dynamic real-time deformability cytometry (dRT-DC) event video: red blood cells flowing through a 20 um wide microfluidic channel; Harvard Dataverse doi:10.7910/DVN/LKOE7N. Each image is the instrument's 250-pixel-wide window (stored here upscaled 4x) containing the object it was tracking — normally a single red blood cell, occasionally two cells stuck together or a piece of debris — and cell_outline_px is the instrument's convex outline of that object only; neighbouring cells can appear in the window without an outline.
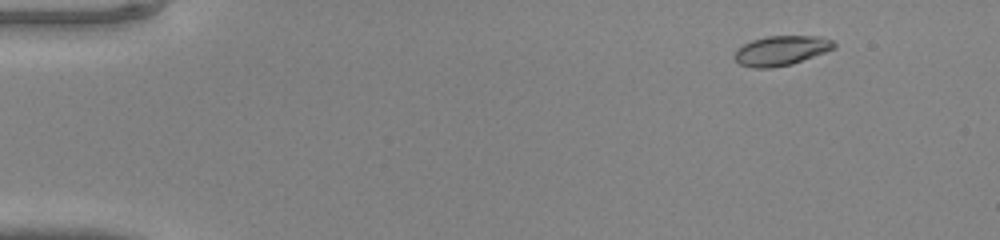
{"species": "common noctule bat (a hibernating species)", "species_latin": "Nyctalus noctula", "temperature_condition": "warm", "stored_images_in_passage": 48, "camera_frame_rate_fps": 3000, "um_per_image_px": 0.085, "animal": {"sex": "male", "body_mass_g": 20.0, "forearm_length_mm": 53.3}, "frame": {"image": 1, "passage_image": 6, "time_ms": 1.667, "image_size_px": [1000, 240], "cell_outline_px": [[836, 48], [792, 64], [768, 68], [752, 68], [740, 64], [732, 56], [736, 48], [752, 40], [768, 36], [820, 36], [832, 40], [836, 44]], "centroid_in_image_um": [66.38, 4.3], "position_along_channel_um": 18.6, "area_um2": 17.28}}
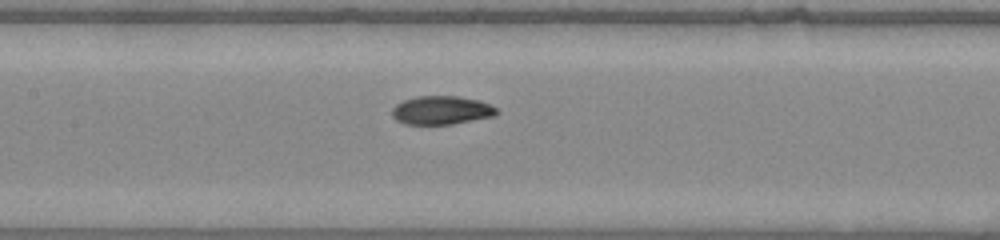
{"frame": {"image": 2, "passage_image": 24, "time_ms": 7.667, "image_size_px": [1000, 240], "cell_outline_px": [[500, 112], [496, 116], [452, 124], [404, 124], [396, 120], [392, 116], [392, 108], [396, 104], [404, 100], [416, 96], [460, 96], [480, 100], [496, 108]], "centroid_in_image_um": [37.54, 9.37], "position_along_channel_um": 169.9, "area_um2": 17.57}}
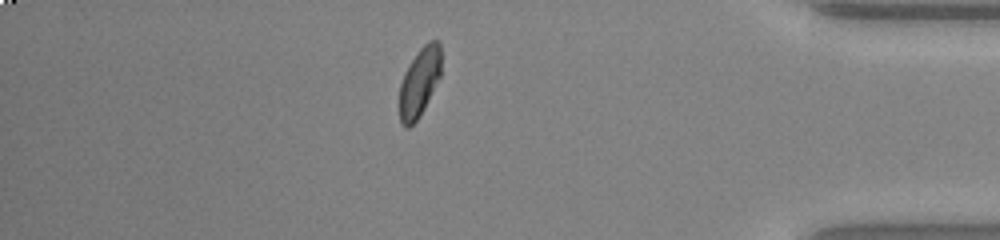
{"frame": {"image": 3, "passage_image": 42, "time_ms": 13.667, "image_size_px": [1000, 240], "cell_outline_px": [[440, 76], [420, 116], [408, 128], [404, 128], [400, 124], [400, 84], [404, 72], [408, 64], [420, 48], [428, 40], [436, 40], [440, 44]], "centroid_in_image_um": [35.63, 6.98], "position_along_channel_um": 399.6, "area_um2": 16.65}}